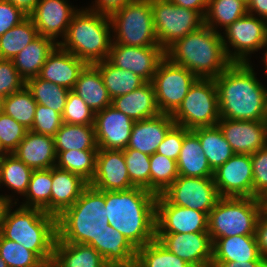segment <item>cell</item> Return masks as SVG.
Wrapping results in <instances>:
<instances>
[{
    "label": "cell",
    "mask_w": 267,
    "mask_h": 267,
    "mask_svg": "<svg viewBox=\"0 0 267 267\" xmlns=\"http://www.w3.org/2000/svg\"><path fill=\"white\" fill-rule=\"evenodd\" d=\"M251 63H231L214 79L220 119L267 121V87Z\"/></svg>",
    "instance_id": "obj_1"
},
{
    "label": "cell",
    "mask_w": 267,
    "mask_h": 267,
    "mask_svg": "<svg viewBox=\"0 0 267 267\" xmlns=\"http://www.w3.org/2000/svg\"><path fill=\"white\" fill-rule=\"evenodd\" d=\"M156 199V194L139 187L105 191L109 225L121 232L136 250L156 239Z\"/></svg>",
    "instance_id": "obj_2"
},
{
    "label": "cell",
    "mask_w": 267,
    "mask_h": 267,
    "mask_svg": "<svg viewBox=\"0 0 267 267\" xmlns=\"http://www.w3.org/2000/svg\"><path fill=\"white\" fill-rule=\"evenodd\" d=\"M221 35L203 25L176 40L165 50V56L197 78L215 79L232 63L225 53Z\"/></svg>",
    "instance_id": "obj_3"
},
{
    "label": "cell",
    "mask_w": 267,
    "mask_h": 267,
    "mask_svg": "<svg viewBox=\"0 0 267 267\" xmlns=\"http://www.w3.org/2000/svg\"><path fill=\"white\" fill-rule=\"evenodd\" d=\"M12 203L6 208L0 234L33 251L47 266H51L57 239V217L38 208ZM13 209V210H12Z\"/></svg>",
    "instance_id": "obj_4"
},
{
    "label": "cell",
    "mask_w": 267,
    "mask_h": 267,
    "mask_svg": "<svg viewBox=\"0 0 267 267\" xmlns=\"http://www.w3.org/2000/svg\"><path fill=\"white\" fill-rule=\"evenodd\" d=\"M104 205L105 191L88 185L79 199L57 217V239L91 245L101 255V233L109 224Z\"/></svg>",
    "instance_id": "obj_5"
},
{
    "label": "cell",
    "mask_w": 267,
    "mask_h": 267,
    "mask_svg": "<svg viewBox=\"0 0 267 267\" xmlns=\"http://www.w3.org/2000/svg\"><path fill=\"white\" fill-rule=\"evenodd\" d=\"M112 28L106 14L82 8L74 14L58 45L87 64L106 60L112 45Z\"/></svg>",
    "instance_id": "obj_6"
},
{
    "label": "cell",
    "mask_w": 267,
    "mask_h": 267,
    "mask_svg": "<svg viewBox=\"0 0 267 267\" xmlns=\"http://www.w3.org/2000/svg\"><path fill=\"white\" fill-rule=\"evenodd\" d=\"M262 199L253 197H220L208 215V233L217 238L255 235Z\"/></svg>",
    "instance_id": "obj_7"
},
{
    "label": "cell",
    "mask_w": 267,
    "mask_h": 267,
    "mask_svg": "<svg viewBox=\"0 0 267 267\" xmlns=\"http://www.w3.org/2000/svg\"><path fill=\"white\" fill-rule=\"evenodd\" d=\"M112 43L127 46H159L151 0H133L109 15Z\"/></svg>",
    "instance_id": "obj_8"
},
{
    "label": "cell",
    "mask_w": 267,
    "mask_h": 267,
    "mask_svg": "<svg viewBox=\"0 0 267 267\" xmlns=\"http://www.w3.org/2000/svg\"><path fill=\"white\" fill-rule=\"evenodd\" d=\"M171 117L175 124L189 130L217 125L220 111L214 79L197 78Z\"/></svg>",
    "instance_id": "obj_9"
},
{
    "label": "cell",
    "mask_w": 267,
    "mask_h": 267,
    "mask_svg": "<svg viewBox=\"0 0 267 267\" xmlns=\"http://www.w3.org/2000/svg\"><path fill=\"white\" fill-rule=\"evenodd\" d=\"M151 8L158 44L164 51L204 25V17L199 12L177 6L170 0H151Z\"/></svg>",
    "instance_id": "obj_10"
},
{
    "label": "cell",
    "mask_w": 267,
    "mask_h": 267,
    "mask_svg": "<svg viewBox=\"0 0 267 267\" xmlns=\"http://www.w3.org/2000/svg\"><path fill=\"white\" fill-rule=\"evenodd\" d=\"M221 34L225 53L232 63H251V54L267 44V21L247 13Z\"/></svg>",
    "instance_id": "obj_11"
},
{
    "label": "cell",
    "mask_w": 267,
    "mask_h": 267,
    "mask_svg": "<svg viewBox=\"0 0 267 267\" xmlns=\"http://www.w3.org/2000/svg\"><path fill=\"white\" fill-rule=\"evenodd\" d=\"M197 77L188 69L173 63L166 56L152 78L159 111L172 114L181 104Z\"/></svg>",
    "instance_id": "obj_12"
},
{
    "label": "cell",
    "mask_w": 267,
    "mask_h": 267,
    "mask_svg": "<svg viewBox=\"0 0 267 267\" xmlns=\"http://www.w3.org/2000/svg\"><path fill=\"white\" fill-rule=\"evenodd\" d=\"M170 204L209 215L220 196L214 178L178 176L161 194Z\"/></svg>",
    "instance_id": "obj_13"
},
{
    "label": "cell",
    "mask_w": 267,
    "mask_h": 267,
    "mask_svg": "<svg viewBox=\"0 0 267 267\" xmlns=\"http://www.w3.org/2000/svg\"><path fill=\"white\" fill-rule=\"evenodd\" d=\"M156 233L208 232L205 212L170 204L161 194L156 199Z\"/></svg>",
    "instance_id": "obj_14"
},
{
    "label": "cell",
    "mask_w": 267,
    "mask_h": 267,
    "mask_svg": "<svg viewBox=\"0 0 267 267\" xmlns=\"http://www.w3.org/2000/svg\"><path fill=\"white\" fill-rule=\"evenodd\" d=\"M220 197H253V169L250 154L235 153L214 171Z\"/></svg>",
    "instance_id": "obj_15"
},
{
    "label": "cell",
    "mask_w": 267,
    "mask_h": 267,
    "mask_svg": "<svg viewBox=\"0 0 267 267\" xmlns=\"http://www.w3.org/2000/svg\"><path fill=\"white\" fill-rule=\"evenodd\" d=\"M165 51L160 46L136 47L112 43L107 60L151 82Z\"/></svg>",
    "instance_id": "obj_16"
},
{
    "label": "cell",
    "mask_w": 267,
    "mask_h": 267,
    "mask_svg": "<svg viewBox=\"0 0 267 267\" xmlns=\"http://www.w3.org/2000/svg\"><path fill=\"white\" fill-rule=\"evenodd\" d=\"M79 9L68 0H39L34 10L29 14L38 34L53 39L65 37L72 17Z\"/></svg>",
    "instance_id": "obj_17"
},
{
    "label": "cell",
    "mask_w": 267,
    "mask_h": 267,
    "mask_svg": "<svg viewBox=\"0 0 267 267\" xmlns=\"http://www.w3.org/2000/svg\"><path fill=\"white\" fill-rule=\"evenodd\" d=\"M135 121L112 105L95 113L94 130L98 149L124 150Z\"/></svg>",
    "instance_id": "obj_18"
},
{
    "label": "cell",
    "mask_w": 267,
    "mask_h": 267,
    "mask_svg": "<svg viewBox=\"0 0 267 267\" xmlns=\"http://www.w3.org/2000/svg\"><path fill=\"white\" fill-rule=\"evenodd\" d=\"M156 239L190 265L212 262L213 242L208 232L156 233Z\"/></svg>",
    "instance_id": "obj_19"
},
{
    "label": "cell",
    "mask_w": 267,
    "mask_h": 267,
    "mask_svg": "<svg viewBox=\"0 0 267 267\" xmlns=\"http://www.w3.org/2000/svg\"><path fill=\"white\" fill-rule=\"evenodd\" d=\"M89 185L99 191H125L134 188L123 150L98 149L96 171Z\"/></svg>",
    "instance_id": "obj_20"
},
{
    "label": "cell",
    "mask_w": 267,
    "mask_h": 267,
    "mask_svg": "<svg viewBox=\"0 0 267 267\" xmlns=\"http://www.w3.org/2000/svg\"><path fill=\"white\" fill-rule=\"evenodd\" d=\"M217 125L234 153L251 155L267 146V121L223 118Z\"/></svg>",
    "instance_id": "obj_21"
},
{
    "label": "cell",
    "mask_w": 267,
    "mask_h": 267,
    "mask_svg": "<svg viewBox=\"0 0 267 267\" xmlns=\"http://www.w3.org/2000/svg\"><path fill=\"white\" fill-rule=\"evenodd\" d=\"M87 63L57 45L48 55L38 75L57 85L73 90L76 81Z\"/></svg>",
    "instance_id": "obj_22"
},
{
    "label": "cell",
    "mask_w": 267,
    "mask_h": 267,
    "mask_svg": "<svg viewBox=\"0 0 267 267\" xmlns=\"http://www.w3.org/2000/svg\"><path fill=\"white\" fill-rule=\"evenodd\" d=\"M175 125L171 114H159L151 118L135 121L126 149H135L152 155L165 139L167 132Z\"/></svg>",
    "instance_id": "obj_23"
},
{
    "label": "cell",
    "mask_w": 267,
    "mask_h": 267,
    "mask_svg": "<svg viewBox=\"0 0 267 267\" xmlns=\"http://www.w3.org/2000/svg\"><path fill=\"white\" fill-rule=\"evenodd\" d=\"M12 154L33 170L50 169L56 165L54 137L31 130Z\"/></svg>",
    "instance_id": "obj_24"
},
{
    "label": "cell",
    "mask_w": 267,
    "mask_h": 267,
    "mask_svg": "<svg viewBox=\"0 0 267 267\" xmlns=\"http://www.w3.org/2000/svg\"><path fill=\"white\" fill-rule=\"evenodd\" d=\"M88 185L80 175L52 167L51 215L58 217L71 207Z\"/></svg>",
    "instance_id": "obj_25"
},
{
    "label": "cell",
    "mask_w": 267,
    "mask_h": 267,
    "mask_svg": "<svg viewBox=\"0 0 267 267\" xmlns=\"http://www.w3.org/2000/svg\"><path fill=\"white\" fill-rule=\"evenodd\" d=\"M111 105L134 121L161 114L151 82H145L130 93L115 97Z\"/></svg>",
    "instance_id": "obj_26"
},
{
    "label": "cell",
    "mask_w": 267,
    "mask_h": 267,
    "mask_svg": "<svg viewBox=\"0 0 267 267\" xmlns=\"http://www.w3.org/2000/svg\"><path fill=\"white\" fill-rule=\"evenodd\" d=\"M267 261L260 256L255 235L217 238L213 242L212 262Z\"/></svg>",
    "instance_id": "obj_27"
},
{
    "label": "cell",
    "mask_w": 267,
    "mask_h": 267,
    "mask_svg": "<svg viewBox=\"0 0 267 267\" xmlns=\"http://www.w3.org/2000/svg\"><path fill=\"white\" fill-rule=\"evenodd\" d=\"M177 169L180 176L213 178L208 159L201 147L198 136L184 127V140L177 159Z\"/></svg>",
    "instance_id": "obj_28"
},
{
    "label": "cell",
    "mask_w": 267,
    "mask_h": 267,
    "mask_svg": "<svg viewBox=\"0 0 267 267\" xmlns=\"http://www.w3.org/2000/svg\"><path fill=\"white\" fill-rule=\"evenodd\" d=\"M51 267H110L98 251L88 244L56 239Z\"/></svg>",
    "instance_id": "obj_29"
},
{
    "label": "cell",
    "mask_w": 267,
    "mask_h": 267,
    "mask_svg": "<svg viewBox=\"0 0 267 267\" xmlns=\"http://www.w3.org/2000/svg\"><path fill=\"white\" fill-rule=\"evenodd\" d=\"M73 91L96 113L112 104L99 69L87 64L80 73Z\"/></svg>",
    "instance_id": "obj_30"
},
{
    "label": "cell",
    "mask_w": 267,
    "mask_h": 267,
    "mask_svg": "<svg viewBox=\"0 0 267 267\" xmlns=\"http://www.w3.org/2000/svg\"><path fill=\"white\" fill-rule=\"evenodd\" d=\"M58 44L51 38L39 35L12 60L21 77L27 81L37 77L48 55Z\"/></svg>",
    "instance_id": "obj_31"
},
{
    "label": "cell",
    "mask_w": 267,
    "mask_h": 267,
    "mask_svg": "<svg viewBox=\"0 0 267 267\" xmlns=\"http://www.w3.org/2000/svg\"><path fill=\"white\" fill-rule=\"evenodd\" d=\"M137 250L111 225L101 233V256L109 266L135 265Z\"/></svg>",
    "instance_id": "obj_32"
},
{
    "label": "cell",
    "mask_w": 267,
    "mask_h": 267,
    "mask_svg": "<svg viewBox=\"0 0 267 267\" xmlns=\"http://www.w3.org/2000/svg\"><path fill=\"white\" fill-rule=\"evenodd\" d=\"M192 131L198 136L213 172L235 154L218 125L197 127Z\"/></svg>",
    "instance_id": "obj_33"
},
{
    "label": "cell",
    "mask_w": 267,
    "mask_h": 267,
    "mask_svg": "<svg viewBox=\"0 0 267 267\" xmlns=\"http://www.w3.org/2000/svg\"><path fill=\"white\" fill-rule=\"evenodd\" d=\"M55 152L98 150L94 125L63 123L54 136Z\"/></svg>",
    "instance_id": "obj_34"
},
{
    "label": "cell",
    "mask_w": 267,
    "mask_h": 267,
    "mask_svg": "<svg viewBox=\"0 0 267 267\" xmlns=\"http://www.w3.org/2000/svg\"><path fill=\"white\" fill-rule=\"evenodd\" d=\"M99 69L111 99L139 88L145 81L130 70L113 66L107 59L94 63Z\"/></svg>",
    "instance_id": "obj_35"
},
{
    "label": "cell",
    "mask_w": 267,
    "mask_h": 267,
    "mask_svg": "<svg viewBox=\"0 0 267 267\" xmlns=\"http://www.w3.org/2000/svg\"><path fill=\"white\" fill-rule=\"evenodd\" d=\"M247 13V3L243 0H209L204 25L221 32Z\"/></svg>",
    "instance_id": "obj_36"
},
{
    "label": "cell",
    "mask_w": 267,
    "mask_h": 267,
    "mask_svg": "<svg viewBox=\"0 0 267 267\" xmlns=\"http://www.w3.org/2000/svg\"><path fill=\"white\" fill-rule=\"evenodd\" d=\"M51 188L52 168L33 170L27 191L23 196L25 200L20 206L38 208L51 214Z\"/></svg>",
    "instance_id": "obj_37"
},
{
    "label": "cell",
    "mask_w": 267,
    "mask_h": 267,
    "mask_svg": "<svg viewBox=\"0 0 267 267\" xmlns=\"http://www.w3.org/2000/svg\"><path fill=\"white\" fill-rule=\"evenodd\" d=\"M38 36L37 28L28 16L20 24L0 36V59L12 60Z\"/></svg>",
    "instance_id": "obj_38"
},
{
    "label": "cell",
    "mask_w": 267,
    "mask_h": 267,
    "mask_svg": "<svg viewBox=\"0 0 267 267\" xmlns=\"http://www.w3.org/2000/svg\"><path fill=\"white\" fill-rule=\"evenodd\" d=\"M32 172L33 169L24 164L15 155L8 154L0 160V188L4 185L8 190L12 191V194L17 193V195L24 196Z\"/></svg>",
    "instance_id": "obj_39"
},
{
    "label": "cell",
    "mask_w": 267,
    "mask_h": 267,
    "mask_svg": "<svg viewBox=\"0 0 267 267\" xmlns=\"http://www.w3.org/2000/svg\"><path fill=\"white\" fill-rule=\"evenodd\" d=\"M25 86L32 93L37 104L63 114L69 89L48 80H43L38 76L28 79Z\"/></svg>",
    "instance_id": "obj_40"
},
{
    "label": "cell",
    "mask_w": 267,
    "mask_h": 267,
    "mask_svg": "<svg viewBox=\"0 0 267 267\" xmlns=\"http://www.w3.org/2000/svg\"><path fill=\"white\" fill-rule=\"evenodd\" d=\"M98 150H68L56 152V167L80 175L88 183L96 171Z\"/></svg>",
    "instance_id": "obj_41"
},
{
    "label": "cell",
    "mask_w": 267,
    "mask_h": 267,
    "mask_svg": "<svg viewBox=\"0 0 267 267\" xmlns=\"http://www.w3.org/2000/svg\"><path fill=\"white\" fill-rule=\"evenodd\" d=\"M36 107L37 102L26 86L22 90L4 97L3 101V113L28 130L32 128Z\"/></svg>",
    "instance_id": "obj_42"
},
{
    "label": "cell",
    "mask_w": 267,
    "mask_h": 267,
    "mask_svg": "<svg viewBox=\"0 0 267 267\" xmlns=\"http://www.w3.org/2000/svg\"><path fill=\"white\" fill-rule=\"evenodd\" d=\"M189 265L168 251L157 239L137 249L136 267H188Z\"/></svg>",
    "instance_id": "obj_43"
},
{
    "label": "cell",
    "mask_w": 267,
    "mask_h": 267,
    "mask_svg": "<svg viewBox=\"0 0 267 267\" xmlns=\"http://www.w3.org/2000/svg\"><path fill=\"white\" fill-rule=\"evenodd\" d=\"M150 191L162 194L179 176L177 161L159 153L150 155Z\"/></svg>",
    "instance_id": "obj_44"
},
{
    "label": "cell",
    "mask_w": 267,
    "mask_h": 267,
    "mask_svg": "<svg viewBox=\"0 0 267 267\" xmlns=\"http://www.w3.org/2000/svg\"><path fill=\"white\" fill-rule=\"evenodd\" d=\"M0 256L8 267H47L33 252L0 234Z\"/></svg>",
    "instance_id": "obj_45"
},
{
    "label": "cell",
    "mask_w": 267,
    "mask_h": 267,
    "mask_svg": "<svg viewBox=\"0 0 267 267\" xmlns=\"http://www.w3.org/2000/svg\"><path fill=\"white\" fill-rule=\"evenodd\" d=\"M123 154L132 185L150 191V155L135 149H124Z\"/></svg>",
    "instance_id": "obj_46"
},
{
    "label": "cell",
    "mask_w": 267,
    "mask_h": 267,
    "mask_svg": "<svg viewBox=\"0 0 267 267\" xmlns=\"http://www.w3.org/2000/svg\"><path fill=\"white\" fill-rule=\"evenodd\" d=\"M95 112L73 90L69 91L64 112L63 123L76 125H94Z\"/></svg>",
    "instance_id": "obj_47"
},
{
    "label": "cell",
    "mask_w": 267,
    "mask_h": 267,
    "mask_svg": "<svg viewBox=\"0 0 267 267\" xmlns=\"http://www.w3.org/2000/svg\"><path fill=\"white\" fill-rule=\"evenodd\" d=\"M63 124L62 114L37 104L31 131L54 137Z\"/></svg>",
    "instance_id": "obj_48"
},
{
    "label": "cell",
    "mask_w": 267,
    "mask_h": 267,
    "mask_svg": "<svg viewBox=\"0 0 267 267\" xmlns=\"http://www.w3.org/2000/svg\"><path fill=\"white\" fill-rule=\"evenodd\" d=\"M27 131L28 129L16 122L12 117L4 113L0 115V141L9 154L17 149Z\"/></svg>",
    "instance_id": "obj_49"
},
{
    "label": "cell",
    "mask_w": 267,
    "mask_h": 267,
    "mask_svg": "<svg viewBox=\"0 0 267 267\" xmlns=\"http://www.w3.org/2000/svg\"><path fill=\"white\" fill-rule=\"evenodd\" d=\"M253 169V198L267 195V146L250 155Z\"/></svg>",
    "instance_id": "obj_50"
},
{
    "label": "cell",
    "mask_w": 267,
    "mask_h": 267,
    "mask_svg": "<svg viewBox=\"0 0 267 267\" xmlns=\"http://www.w3.org/2000/svg\"><path fill=\"white\" fill-rule=\"evenodd\" d=\"M25 85L26 81L16 70L13 60L0 59V96L7 97Z\"/></svg>",
    "instance_id": "obj_51"
},
{
    "label": "cell",
    "mask_w": 267,
    "mask_h": 267,
    "mask_svg": "<svg viewBox=\"0 0 267 267\" xmlns=\"http://www.w3.org/2000/svg\"><path fill=\"white\" fill-rule=\"evenodd\" d=\"M184 140V127L175 124L158 146L156 153L177 161Z\"/></svg>",
    "instance_id": "obj_52"
},
{
    "label": "cell",
    "mask_w": 267,
    "mask_h": 267,
    "mask_svg": "<svg viewBox=\"0 0 267 267\" xmlns=\"http://www.w3.org/2000/svg\"><path fill=\"white\" fill-rule=\"evenodd\" d=\"M29 15L6 0H0V36L20 24Z\"/></svg>",
    "instance_id": "obj_53"
},
{
    "label": "cell",
    "mask_w": 267,
    "mask_h": 267,
    "mask_svg": "<svg viewBox=\"0 0 267 267\" xmlns=\"http://www.w3.org/2000/svg\"><path fill=\"white\" fill-rule=\"evenodd\" d=\"M255 236L260 256L267 259V211L264 208L257 220Z\"/></svg>",
    "instance_id": "obj_54"
},
{
    "label": "cell",
    "mask_w": 267,
    "mask_h": 267,
    "mask_svg": "<svg viewBox=\"0 0 267 267\" xmlns=\"http://www.w3.org/2000/svg\"><path fill=\"white\" fill-rule=\"evenodd\" d=\"M132 1L133 0H94L92 2L93 5L87 6V8L109 16Z\"/></svg>",
    "instance_id": "obj_55"
},
{
    "label": "cell",
    "mask_w": 267,
    "mask_h": 267,
    "mask_svg": "<svg viewBox=\"0 0 267 267\" xmlns=\"http://www.w3.org/2000/svg\"><path fill=\"white\" fill-rule=\"evenodd\" d=\"M170 1L177 6L195 10L204 17L207 11L209 0H170Z\"/></svg>",
    "instance_id": "obj_56"
},
{
    "label": "cell",
    "mask_w": 267,
    "mask_h": 267,
    "mask_svg": "<svg viewBox=\"0 0 267 267\" xmlns=\"http://www.w3.org/2000/svg\"><path fill=\"white\" fill-rule=\"evenodd\" d=\"M247 12L267 21V0H249L247 2Z\"/></svg>",
    "instance_id": "obj_57"
},
{
    "label": "cell",
    "mask_w": 267,
    "mask_h": 267,
    "mask_svg": "<svg viewBox=\"0 0 267 267\" xmlns=\"http://www.w3.org/2000/svg\"><path fill=\"white\" fill-rule=\"evenodd\" d=\"M214 267H267V261L212 262Z\"/></svg>",
    "instance_id": "obj_58"
},
{
    "label": "cell",
    "mask_w": 267,
    "mask_h": 267,
    "mask_svg": "<svg viewBox=\"0 0 267 267\" xmlns=\"http://www.w3.org/2000/svg\"><path fill=\"white\" fill-rule=\"evenodd\" d=\"M21 8L26 14H30L39 0H6Z\"/></svg>",
    "instance_id": "obj_59"
},
{
    "label": "cell",
    "mask_w": 267,
    "mask_h": 267,
    "mask_svg": "<svg viewBox=\"0 0 267 267\" xmlns=\"http://www.w3.org/2000/svg\"><path fill=\"white\" fill-rule=\"evenodd\" d=\"M9 205H10V202L7 199L0 197V230H1V225L3 223V217L5 214L6 208Z\"/></svg>",
    "instance_id": "obj_60"
},
{
    "label": "cell",
    "mask_w": 267,
    "mask_h": 267,
    "mask_svg": "<svg viewBox=\"0 0 267 267\" xmlns=\"http://www.w3.org/2000/svg\"><path fill=\"white\" fill-rule=\"evenodd\" d=\"M0 197H3L5 199H7L10 203L14 204L15 206H18L17 203H18L19 199L18 198H15V195L14 194H13V196L11 194L10 195L0 194Z\"/></svg>",
    "instance_id": "obj_61"
},
{
    "label": "cell",
    "mask_w": 267,
    "mask_h": 267,
    "mask_svg": "<svg viewBox=\"0 0 267 267\" xmlns=\"http://www.w3.org/2000/svg\"><path fill=\"white\" fill-rule=\"evenodd\" d=\"M266 48V49H265ZM265 49V50H264ZM262 50H264V52L265 53H263L262 55H263V57H261L262 59V61H263V63L265 64L264 65V71H265V75H267V44L264 46V48L262 49Z\"/></svg>",
    "instance_id": "obj_62"
},
{
    "label": "cell",
    "mask_w": 267,
    "mask_h": 267,
    "mask_svg": "<svg viewBox=\"0 0 267 267\" xmlns=\"http://www.w3.org/2000/svg\"><path fill=\"white\" fill-rule=\"evenodd\" d=\"M9 153L4 149V147L2 146V143H1V141H0V160L4 157V156H6V155H8Z\"/></svg>",
    "instance_id": "obj_63"
},
{
    "label": "cell",
    "mask_w": 267,
    "mask_h": 267,
    "mask_svg": "<svg viewBox=\"0 0 267 267\" xmlns=\"http://www.w3.org/2000/svg\"><path fill=\"white\" fill-rule=\"evenodd\" d=\"M188 267H214L212 262L210 263H203V264H198V265H189Z\"/></svg>",
    "instance_id": "obj_64"
},
{
    "label": "cell",
    "mask_w": 267,
    "mask_h": 267,
    "mask_svg": "<svg viewBox=\"0 0 267 267\" xmlns=\"http://www.w3.org/2000/svg\"><path fill=\"white\" fill-rule=\"evenodd\" d=\"M3 101L4 97L0 96V115L3 113Z\"/></svg>",
    "instance_id": "obj_65"
},
{
    "label": "cell",
    "mask_w": 267,
    "mask_h": 267,
    "mask_svg": "<svg viewBox=\"0 0 267 267\" xmlns=\"http://www.w3.org/2000/svg\"><path fill=\"white\" fill-rule=\"evenodd\" d=\"M263 208L267 211V195L262 199Z\"/></svg>",
    "instance_id": "obj_66"
},
{
    "label": "cell",
    "mask_w": 267,
    "mask_h": 267,
    "mask_svg": "<svg viewBox=\"0 0 267 267\" xmlns=\"http://www.w3.org/2000/svg\"><path fill=\"white\" fill-rule=\"evenodd\" d=\"M0 267H8L6 262L0 256Z\"/></svg>",
    "instance_id": "obj_67"
},
{
    "label": "cell",
    "mask_w": 267,
    "mask_h": 267,
    "mask_svg": "<svg viewBox=\"0 0 267 267\" xmlns=\"http://www.w3.org/2000/svg\"><path fill=\"white\" fill-rule=\"evenodd\" d=\"M110 267H136V266L132 265V266H110Z\"/></svg>",
    "instance_id": "obj_68"
}]
</instances>
